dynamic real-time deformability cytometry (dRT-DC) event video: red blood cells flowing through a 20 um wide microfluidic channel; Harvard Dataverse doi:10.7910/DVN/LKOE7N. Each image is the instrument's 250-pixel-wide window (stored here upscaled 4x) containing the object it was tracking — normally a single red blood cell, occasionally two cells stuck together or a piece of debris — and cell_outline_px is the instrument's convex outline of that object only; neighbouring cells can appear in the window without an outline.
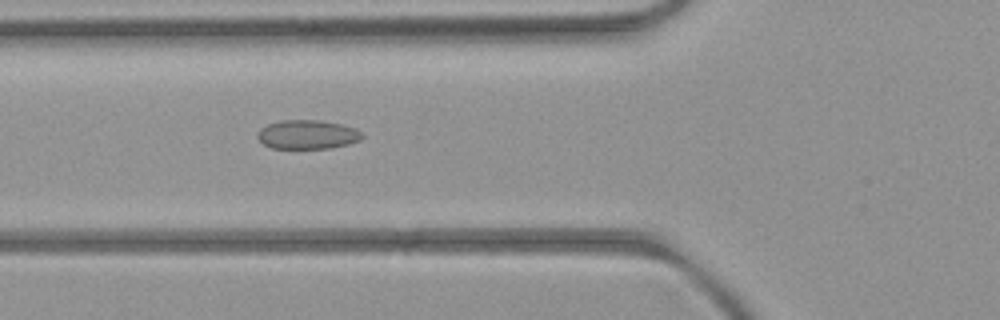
{"species": "common noctule bat (a hibernating species)", "species_latin": "Nyctalus noctula", "temperature_condition": "room temperature", "stored_images_in_passage": 6, "camera_frame_rate_fps": 3000, "um_per_image_px": 0.085, "animal": {"sex": "female", "body_mass_g": 21.9}, "frame": {"image": 1, "passage_image": 6, "time_ms": 5.333, "image_size_px": [1000, 320], "cell_outline_px": [[364, 136], [360, 140], [348, 144], [328, 148], [272, 148], [264, 144], [256, 136], [256, 132], [260, 128], [268, 124], [280, 120], [320, 120], [340, 124], [356, 128]], "centroid_in_image_um": [26.11, 11.43], "position_along_channel_um": 99.7, "area_um2": 17.69}}